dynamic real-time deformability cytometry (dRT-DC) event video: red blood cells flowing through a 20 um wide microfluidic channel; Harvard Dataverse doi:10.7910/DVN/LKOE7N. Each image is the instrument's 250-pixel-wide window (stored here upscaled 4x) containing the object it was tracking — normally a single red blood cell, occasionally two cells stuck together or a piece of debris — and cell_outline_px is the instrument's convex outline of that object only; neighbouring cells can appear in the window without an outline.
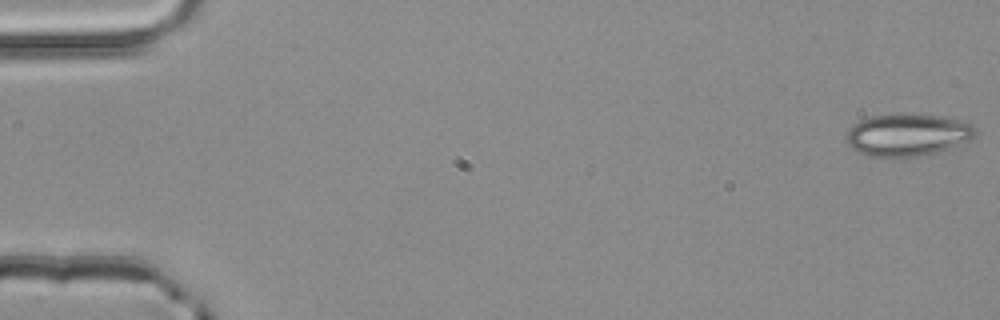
{"species": "common noctule bat (a hibernating species)", "species_latin": "Nyctalus noctula", "temperature_condition": "room temperature", "stored_images_in_passage": 4, "camera_frame_rate_fps": 3000, "um_per_image_px": 0.085, "animal": {"sex": "male", "body_mass_g": 20.4}, "frame": {"image": 1, "passage_image": 1, "time_ms": 0.0, "image_size_px": [1000, 320], "cell_outline_px": [[980, 132], [976, 136], [952, 148], [936, 152], [916, 156], [868, 156], [852, 148], [844, 140], [844, 132], [852, 124], [860, 120], [872, 116], [904, 112], [940, 116], [972, 124]], "centroid_in_image_um": [77.11, 11.43], "position_along_channel_um": 7.9, "area_um2": 32.25}}